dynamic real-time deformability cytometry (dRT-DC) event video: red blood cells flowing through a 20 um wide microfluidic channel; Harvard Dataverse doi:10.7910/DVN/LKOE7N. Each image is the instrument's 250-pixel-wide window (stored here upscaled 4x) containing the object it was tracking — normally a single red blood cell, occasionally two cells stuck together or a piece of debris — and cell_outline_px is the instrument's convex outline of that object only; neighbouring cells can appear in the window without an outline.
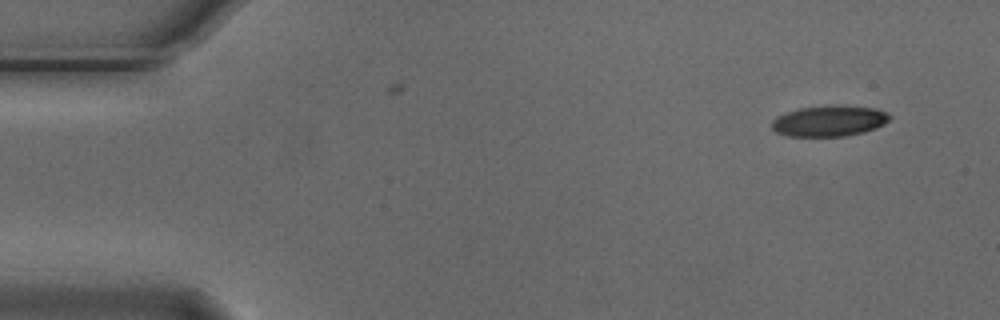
{"species": "Egyptian fruit bat (a non-hibernating species)", "species_latin": "Rousettus aegyptiacus", "temperature_condition": "cold", "stored_images_in_passage": 2, "camera_frame_rate_fps": 3000, "um_per_image_px": 0.085, "animal": {"sex": "male"}, "frame": {"image": 1, "passage_image": 2, "time_ms": 0.333, "image_size_px": [1000, 320], "cell_outline_px": [[892, 116], [884, 124], [876, 128], [864, 132], [844, 136], [788, 136], [776, 132], [772, 128], [772, 120], [776, 116], [800, 108], [840, 104], [876, 108]], "centroid_in_image_um": [70.5, 10.27], "position_along_channel_um": 14.5, "area_um2": 21.27}}